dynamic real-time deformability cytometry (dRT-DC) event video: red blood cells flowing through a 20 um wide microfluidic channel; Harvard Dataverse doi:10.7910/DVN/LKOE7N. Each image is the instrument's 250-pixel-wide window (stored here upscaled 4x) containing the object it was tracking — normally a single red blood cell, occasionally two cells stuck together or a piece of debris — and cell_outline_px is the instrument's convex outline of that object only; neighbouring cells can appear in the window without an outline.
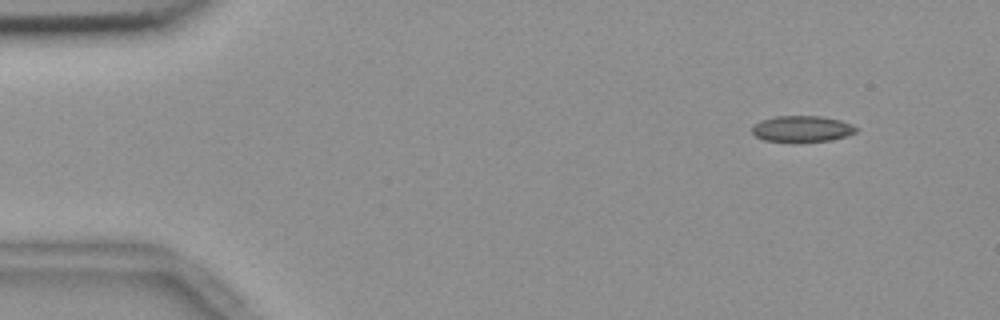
{"species": "common noctule bat (a hibernating species)", "species_latin": "Nyctalus noctula", "temperature_condition": "room temperature", "stored_images_in_passage": 56, "camera_frame_rate_fps": 3000, "um_per_image_px": 0.085, "animal": {"sex": "female", "body_mass_g": 18.4}, "frame": {"image": 1, "passage_image": 6, "time_ms": 1.667, "image_size_px": [1000, 320], "cell_outline_px": [[856, 132], [848, 136], [832, 140], [764, 140], [756, 136], [752, 132], [752, 128], [760, 120], [776, 116], [824, 116], [840, 120], [852, 124], [856, 128]], "centroid_in_image_um": [68.21, 10.92], "position_along_channel_um": 16.8, "area_um2": 15.43}}
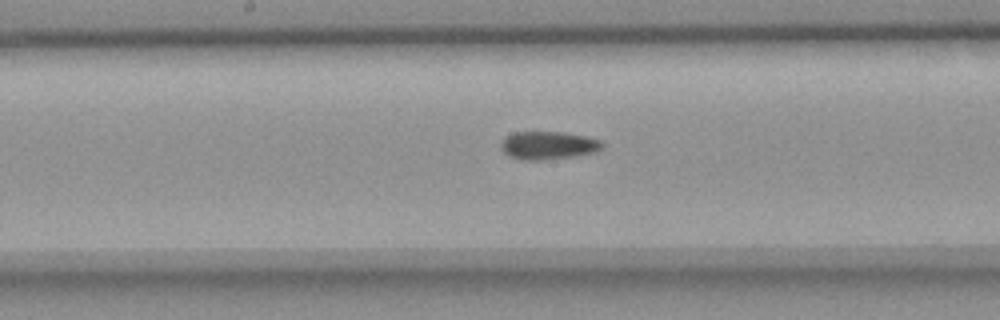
{"frame": {"image": 2, "passage_image": 29, "time_ms": 9.333, "image_size_px": [1000, 320], "cell_outline_px": [[604, 144], [600, 148], [592, 152], [572, 156], [540, 160], [524, 160], [512, 156], [504, 152], [500, 148], [500, 144], [504, 136], [512, 132], [564, 132], [584, 136], [600, 140]], "centroid_in_image_um": [46.53, 12.34], "position_along_channel_um": 201.7, "area_um2": 16.3}}
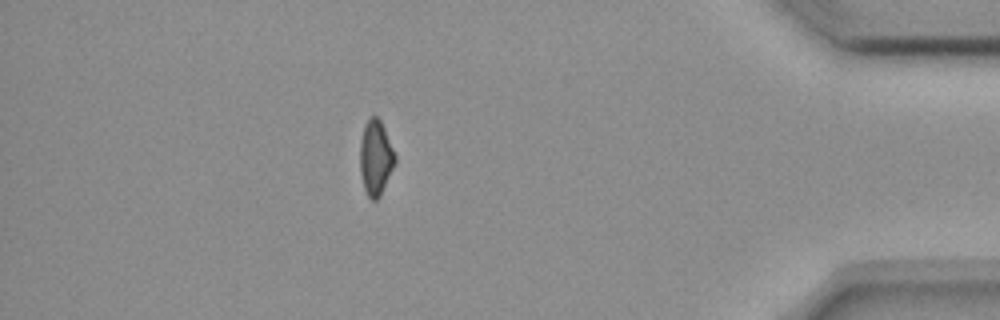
{"frame": {"image": 3, "passage_image": 49, "time_ms": 16.0, "image_size_px": [1000, 320], "cell_outline_px": [[396, 160], [380, 196], [376, 200], [372, 200], [368, 196], [364, 188], [360, 172], [360, 140], [364, 124], [368, 116], [376, 116], [380, 120], [384, 128], [396, 156]], "centroid_in_image_um": [31.91, 13.37], "position_along_channel_um": 403.3, "area_um2": 15.26}, "authors_computed_cell_mechanics": {"area_um2": 16.0973, "velocity_mm_per_s": 3.691, "shape_relaxation_time_tau1_ms": null, "shape_relaxation_time_tau2_ms": 4.937, "deformation_change_tau1": null, "deformation_change_tau2": 0.1081}}